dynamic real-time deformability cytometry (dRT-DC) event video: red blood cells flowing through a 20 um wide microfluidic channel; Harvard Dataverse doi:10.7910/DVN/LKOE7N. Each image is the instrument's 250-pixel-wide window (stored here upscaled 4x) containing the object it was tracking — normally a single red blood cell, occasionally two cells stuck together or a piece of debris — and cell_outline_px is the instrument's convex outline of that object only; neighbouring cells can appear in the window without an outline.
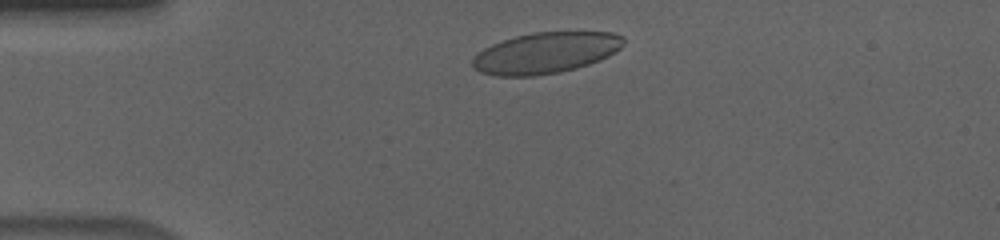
{"species": "human", "species_latin": "Homo sapiens", "temperature_condition": "cold", "stored_images_in_passage": 40, "camera_frame_rate_fps": 3000, "um_per_image_px": 0.085, "donor": {"sex": "male"}, "frame": {"image": 1, "passage_image": 4, "time_ms": 1.0, "image_size_px": [1000, 240], "cell_outline_px": [[624, 44], [620, 48], [608, 56], [600, 60], [576, 68], [560, 72], [536, 76], [496, 76], [480, 72], [472, 68], [472, 56], [484, 48], [492, 44], [516, 36], [532, 32], [612, 32], [624, 36]], "centroid_in_image_um": [46.36, 4.5], "position_along_channel_um": 38.6, "area_um2": 36.3}}
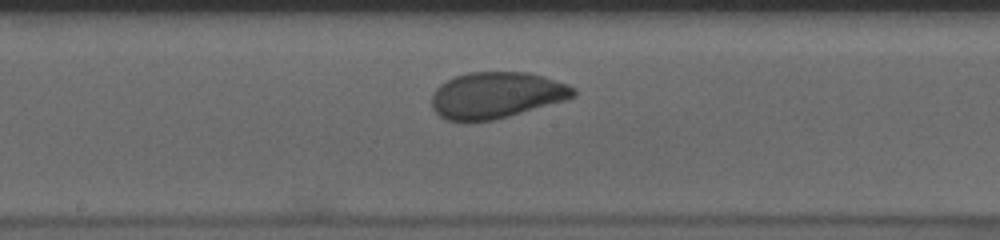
{"frame": {"image": 2, "passage_image": 21, "time_ms": 6.667, "image_size_px": [1000, 240], "cell_outline_px": [[576, 96], [568, 100], [508, 116], [492, 120], [468, 124], [464, 124], [448, 120], [440, 116], [432, 108], [432, 92], [440, 84], [456, 76], [468, 72], [528, 72], [544, 76], [568, 84], [576, 88]], "centroid_in_image_um": [42.19, 8.11], "position_along_channel_um": 206.0, "area_um2": 38.9}}
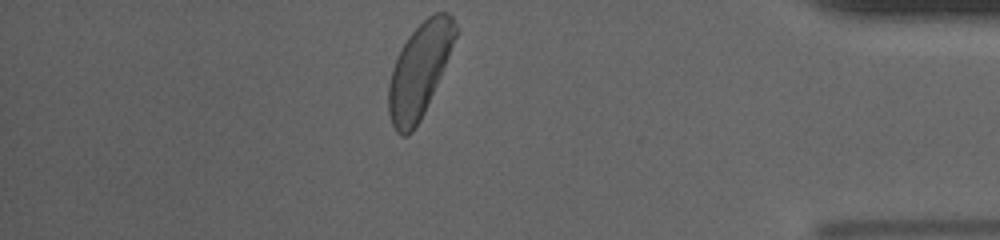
{"frame": {"image": 3, "passage_image": 40, "time_ms": 13.0, "image_size_px": [1000, 240], "cell_outline_px": [[456, 36], [440, 76], [424, 112], [420, 120], [412, 132], [408, 136], [400, 136], [396, 132], [392, 124], [388, 112], [388, 84], [392, 68], [408, 36], [432, 12], [448, 12], [452, 16], [456, 28]], "centroid_in_image_um": [35.62, 6.0], "position_along_channel_um": 399.6, "area_um2": 35.89}, "authors_computed_cell_mechanics": {"area_um2": 37.8879, "velocity_mm_per_s": 3.6036, "shape_relaxation_time_tau1_ms": 3.1434, "shape_relaxation_time_tau2_ms": 1.0498, "deformation_change_tau1": 0.1223, "deformation_change_tau2": 0.05}}